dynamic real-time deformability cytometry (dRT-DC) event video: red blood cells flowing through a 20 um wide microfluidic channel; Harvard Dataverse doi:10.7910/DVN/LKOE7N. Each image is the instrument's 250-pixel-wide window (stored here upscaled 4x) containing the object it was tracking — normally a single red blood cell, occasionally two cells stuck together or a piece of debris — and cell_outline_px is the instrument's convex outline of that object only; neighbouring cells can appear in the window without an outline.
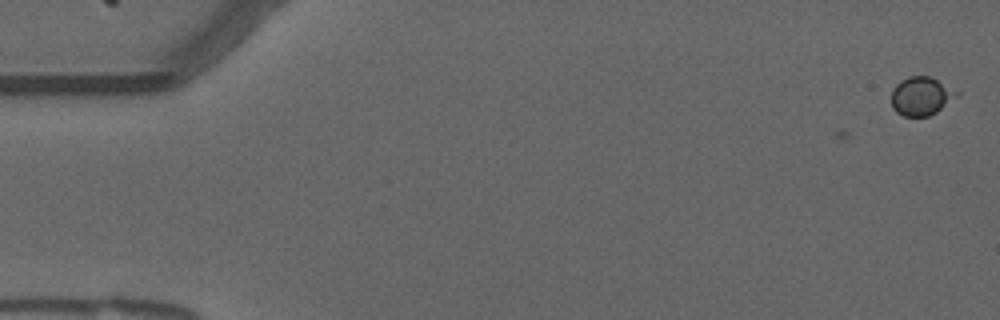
{"species": "common noctule bat (a hibernating species)", "species_latin": "Nyctalus noctula", "temperature_condition": "warm", "stored_images_in_passage": 5, "camera_frame_rate_fps": 3000, "um_per_image_px": 0.085, "animal": {"sex": "male", "forearm_length_mm": 52.5}, "frame": {"image": 1, "passage_image": 5, "time_ms": 1.333, "image_size_px": [1000, 320], "cell_outline_px": [[960, 96], [936, 112], [928, 116], [904, 116], [896, 112], [892, 108], [892, 88], [900, 80], [908, 76], [928, 76], [960, 92]], "centroid_in_image_um": [78.31, 8.17], "position_along_channel_um": 6.7, "area_um2": 14.74}}